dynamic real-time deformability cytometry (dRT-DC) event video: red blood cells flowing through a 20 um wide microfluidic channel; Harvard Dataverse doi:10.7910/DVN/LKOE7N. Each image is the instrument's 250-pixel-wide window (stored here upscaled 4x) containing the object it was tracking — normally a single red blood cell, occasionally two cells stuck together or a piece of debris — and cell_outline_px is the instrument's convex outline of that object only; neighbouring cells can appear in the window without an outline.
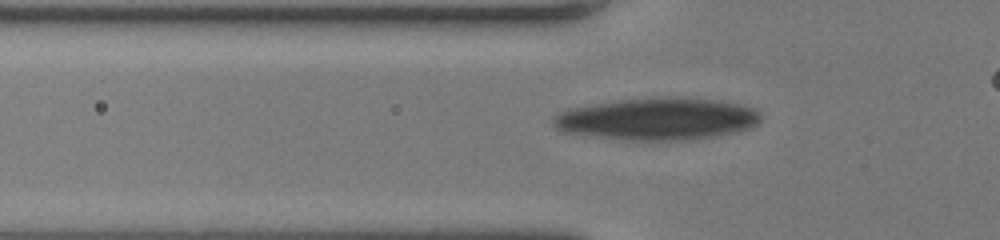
{"species": "human", "species_latin": "Homo sapiens", "temperature_condition": "room temperature", "stored_images_in_passage": 28, "camera_frame_rate_fps": 3000, "um_per_image_px": 0.085, "donor": {"sex": "female"}, "frame": {"image": 1, "passage_image": 2, "time_ms": 0.333, "image_size_px": [1000, 240], "cell_outline_px": [[760, 120], [756, 124], [748, 128], [732, 132], [712, 136], [688, 140], [624, 140], [560, 132], [552, 124], [552, 116], [560, 112], [572, 108], [592, 104], [620, 100], [684, 96], [716, 100], [740, 104], [756, 108], [760, 112]], "centroid_in_image_um": [55.85, 10.1], "position_along_channel_um": 69.9, "area_um2": 50.98}}
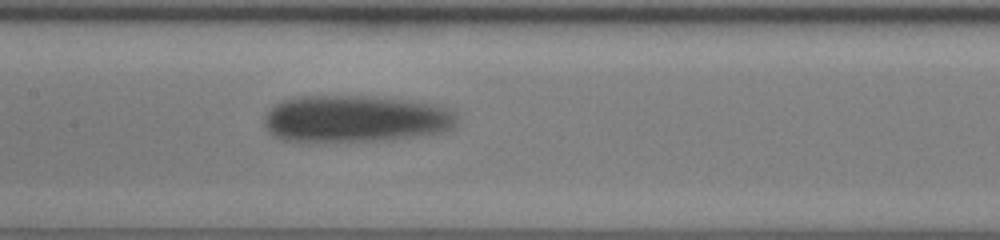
{"frame": {"image": 2, "passage_image": 11, "time_ms": 3.333, "image_size_px": [1000, 240], "cell_outline_px": [[456, 124], [452, 128], [444, 132], [416, 136], [384, 140], [284, 140], [272, 136], [268, 132], [264, 124], [264, 116], [268, 108], [292, 96], [368, 96], [408, 100], [432, 104], [448, 108], [456, 116]], "centroid_in_image_um": [30.17, 10.08], "position_along_channel_um": 177.2, "area_um2": 52.48}}
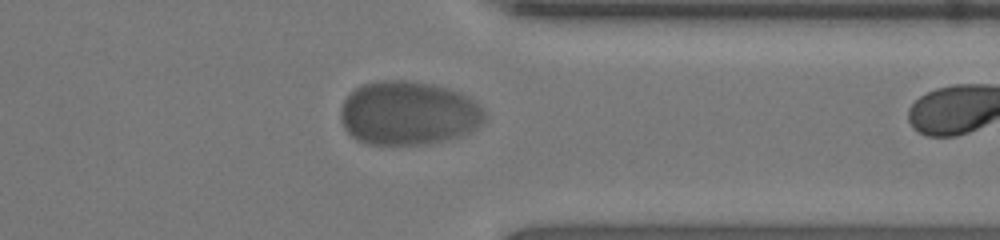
{"frame": {"image": 3, "passage_image": 27, "time_ms": 8.667, "image_size_px": [1000, 240], "cell_outline_px": [[484, 120], [476, 128], [464, 136], [432, 144], [364, 144], [356, 140], [344, 128], [340, 120], [340, 108], [344, 100], [356, 88], [364, 84], [384, 80], [404, 80], [432, 84], [448, 88], [460, 92], [476, 100], [480, 104], [484, 112]], "centroid_in_image_um": [34.73, 9.63], "position_along_channel_um": 376.7, "area_um2": 54.1}}